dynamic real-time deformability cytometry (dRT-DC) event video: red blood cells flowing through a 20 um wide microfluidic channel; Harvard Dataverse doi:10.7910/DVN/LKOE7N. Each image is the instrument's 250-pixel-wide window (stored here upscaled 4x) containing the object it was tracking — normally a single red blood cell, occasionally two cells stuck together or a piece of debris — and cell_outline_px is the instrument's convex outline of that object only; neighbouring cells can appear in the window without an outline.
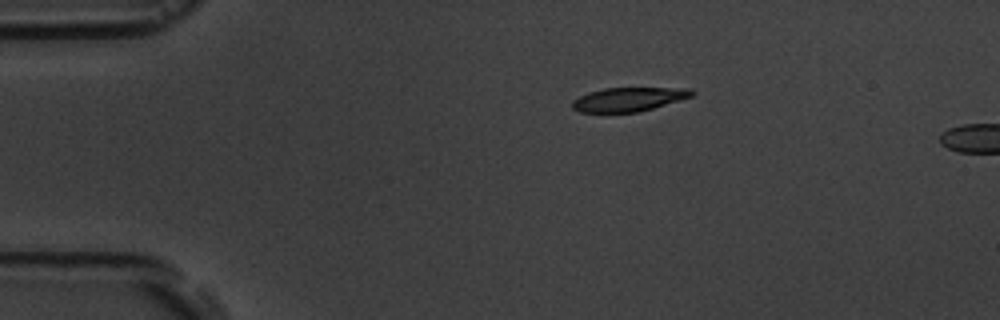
{"species": "common noctule bat (a hibernating species)", "species_latin": "Nyctalus noctula", "temperature_condition": "room temperature", "stored_images_in_passage": 2, "camera_frame_rate_fps": 3000, "um_per_image_px": 0.085, "animal": {"sex": "male", "body_mass_g": 19.5, "forearm_length_mm": 54.6}, "frame": {"image": 1, "passage_image": 1, "time_ms": 0.0, "image_size_px": [1000, 320], "cell_outline_px": [[696, 92], [692, 96], [652, 108], [636, 112], [580, 112], [572, 108], [572, 100], [588, 92], [604, 88], [692, 88]], "centroid_in_image_um": [53.42, 8.43], "position_along_channel_um": 31.6, "area_um2": 16.53}}